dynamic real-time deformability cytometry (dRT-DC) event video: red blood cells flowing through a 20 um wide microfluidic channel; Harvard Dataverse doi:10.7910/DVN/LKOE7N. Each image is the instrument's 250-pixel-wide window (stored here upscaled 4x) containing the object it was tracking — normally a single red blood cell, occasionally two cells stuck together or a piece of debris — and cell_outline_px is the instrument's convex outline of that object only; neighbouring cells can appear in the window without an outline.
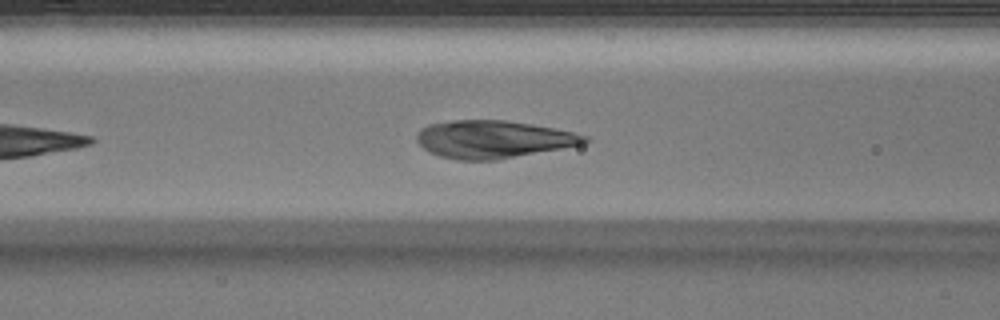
{"species": "Egyptian fruit bat (a non-hibernating species)", "species_latin": "Rousettus aegyptiacus", "temperature_condition": "warm", "stored_images_in_passage": 33, "camera_frame_rate_fps": 3000, "um_per_image_px": 0.085, "animal": {"sex": "male"}, "frame": {"image": 1, "passage_image": 8, "time_ms": 2.333, "image_size_px": [1000, 320], "cell_outline_px": [[592, 140], [584, 144], [496, 160], [456, 160], [440, 156], [428, 152], [416, 140], [416, 136], [420, 128], [428, 124], [452, 120], [504, 120], [552, 128], [572, 132], [588, 136]], "centroid_in_image_um": [41.89, 11.84], "position_along_channel_um": 124.7, "area_um2": 36.76}}
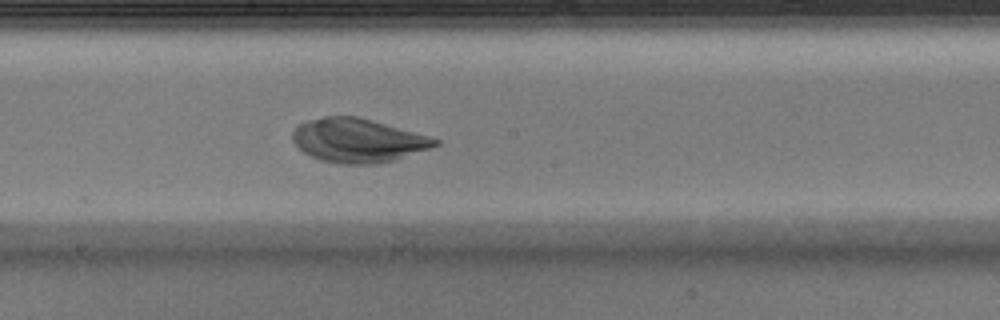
{"frame": {"image": 2, "passage_image": 15, "time_ms": 4.667, "image_size_px": [1000, 320], "cell_outline_px": [[440, 144], [396, 160], [376, 164], [336, 164], [320, 160], [304, 152], [292, 140], [292, 132], [296, 124], [308, 120], [324, 116], [356, 116], [372, 120], [428, 136], [440, 140]], "centroid_in_image_um": [30.38, 11.94], "position_along_channel_um": 217.8, "area_um2": 36.41}}
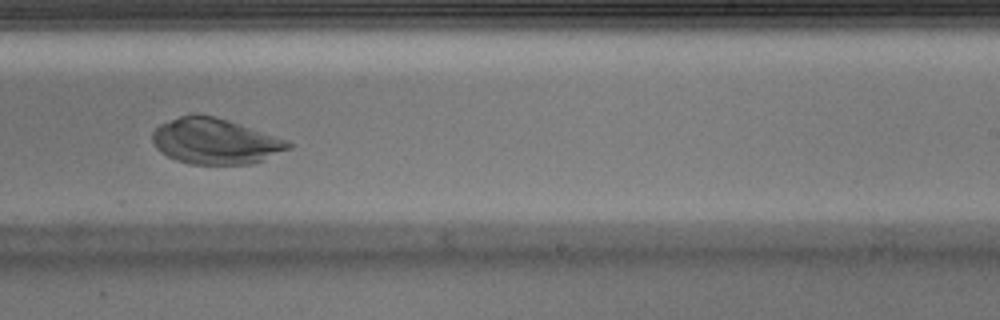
{"frame": {"image": 3, "passage_image": 19, "time_ms": 6.0, "image_size_px": [1000, 320], "cell_outline_px": [[292, 148], [264, 160], [252, 164], [188, 164], [176, 160], [160, 152], [156, 148], [152, 140], [152, 132], [160, 124], [180, 116], [192, 112], [196, 112], [216, 116], [288, 140], [292, 144]], "centroid_in_image_um": [18.29, 11.99], "position_along_channel_um": 270.7, "area_um2": 36.59}}